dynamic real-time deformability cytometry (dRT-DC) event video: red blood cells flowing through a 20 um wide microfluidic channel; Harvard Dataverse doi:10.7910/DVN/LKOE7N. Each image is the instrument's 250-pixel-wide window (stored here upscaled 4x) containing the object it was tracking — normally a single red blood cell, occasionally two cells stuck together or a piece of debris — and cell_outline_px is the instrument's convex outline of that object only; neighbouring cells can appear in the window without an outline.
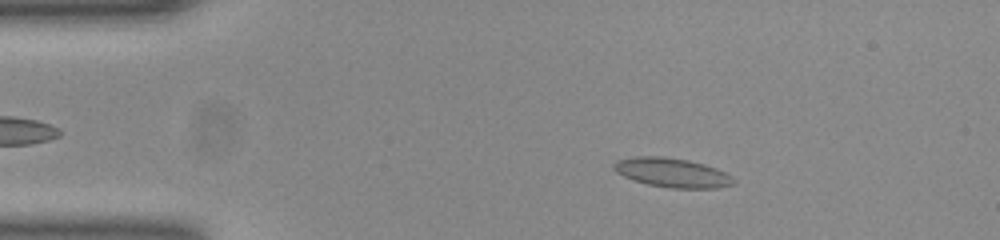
{"species": "common noctule bat (a hibernating species)", "species_latin": "Nyctalus noctula", "temperature_condition": "room temperature", "stored_images_in_passage": 51, "camera_frame_rate_fps": 3000, "um_per_image_px": 0.085, "animal": {"sex": "female", "body_mass_g": 23.0, "forearm_length_mm": 53.4}, "frame": {"image": 1, "passage_image": 8, "time_ms": 2.333, "image_size_px": [1000, 240], "cell_outline_px": [[732, 184], [716, 188], [672, 188], [648, 184], [624, 176], [616, 172], [612, 168], [612, 164], [616, 160], [636, 156], [660, 156], [688, 160], [704, 164], [716, 168], [724, 172], [732, 180]], "centroid_in_image_um": [57.06, 14.66], "position_along_channel_um": 27.9, "area_um2": 20.06}}
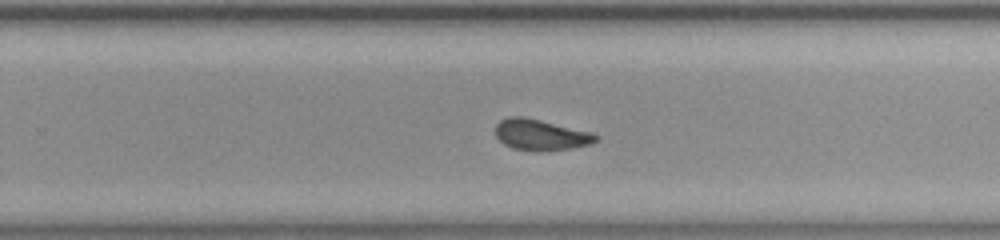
{"frame": {"image": 2, "passage_image": 32, "time_ms": 10.333, "image_size_px": [1000, 240], "cell_outline_px": [[596, 140], [588, 144], [572, 148], [512, 148], [504, 144], [496, 136], [496, 124], [500, 120], [508, 116], [524, 116], [592, 132], [596, 136]], "centroid_in_image_um": [45.91, 11.39], "position_along_channel_um": 283.9, "area_um2": 17.22}}
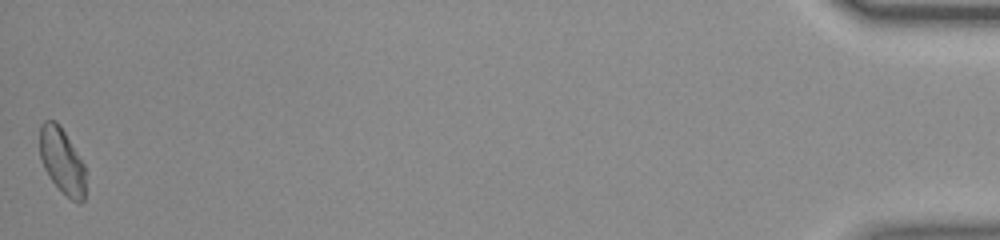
{"frame": {"image": 3, "passage_image": 51, "time_ms": 16.667, "image_size_px": [1000, 240], "cell_outline_px": [[84, 200], [80, 204], [72, 200], [52, 180], [44, 168], [40, 156], [40, 124], [44, 120], [56, 120], [60, 124], [84, 164]], "centroid_in_image_um": [5.26, 13.63], "position_along_channel_um": 429.9, "area_um2": 17.28}, "authors_computed_cell_mechanics": {"area_um2": 18.207, "velocity_mm_per_s": 3.9016, "shape_relaxation_time_tau1_ms": null, "shape_relaxation_time_tau2_ms": 1.5105, "deformation_change_tau1": null, "deformation_change_tau2": 0.0854}}